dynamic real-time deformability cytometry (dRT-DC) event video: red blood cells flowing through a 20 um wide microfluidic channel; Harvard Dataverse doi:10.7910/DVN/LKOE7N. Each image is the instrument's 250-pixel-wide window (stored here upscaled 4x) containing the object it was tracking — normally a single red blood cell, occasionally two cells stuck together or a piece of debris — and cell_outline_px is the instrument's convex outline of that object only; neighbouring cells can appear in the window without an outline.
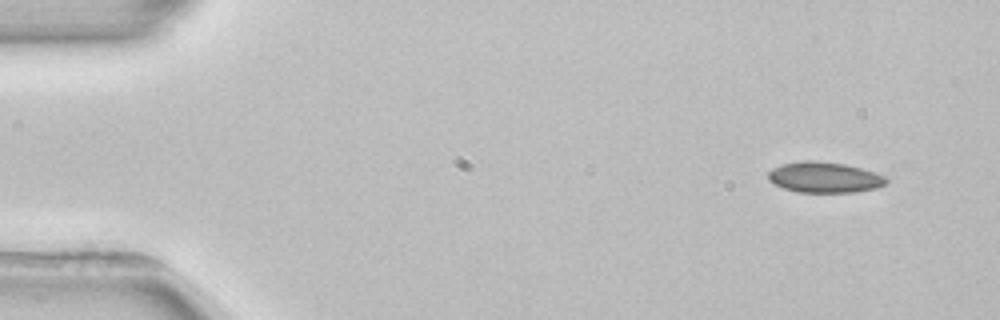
{"species": "common noctule bat (a hibernating species)", "species_latin": "Nyctalus noctula", "temperature_condition": "room temperature", "stored_images_in_passage": 5, "camera_frame_rate_fps": 3000, "um_per_image_px": 0.085, "animal": {"sex": "female", "body_mass_g": 22.7, "forearm_length_mm": 54.2}, "frame": {"image": 1, "passage_image": 1, "time_ms": 0.0, "image_size_px": [1000, 320], "cell_outline_px": [[888, 184], [876, 188], [856, 192], [796, 192], [784, 188], [768, 180], [768, 172], [772, 168], [784, 164], [804, 160], [812, 160], [844, 164], [876, 172], [884, 176], [888, 180]], "centroid_in_image_um": [70.1, 15.08], "position_along_channel_um": 14.9, "area_um2": 21.1}}
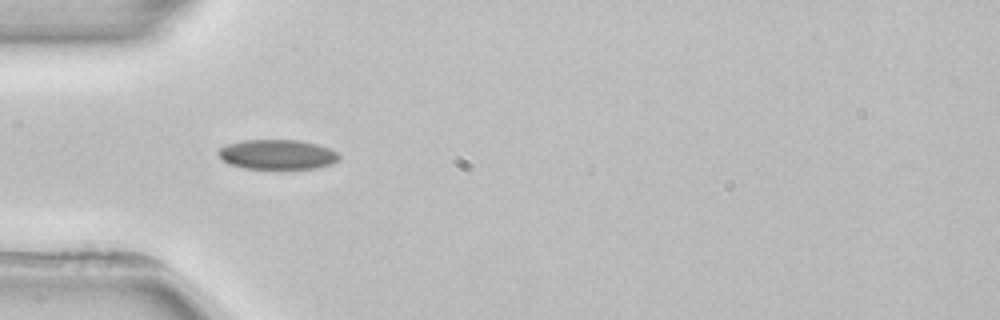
{"frame": {"image": 2, "passage_image": 4, "time_ms": 4.0, "image_size_px": [1000, 320], "cell_outline_px": [[340, 160], [332, 164], [316, 168], [244, 168], [228, 164], [216, 152], [220, 148], [228, 144], [244, 140], [300, 140], [316, 144], [328, 148], [336, 152], [340, 156]], "centroid_in_image_um": [23.58, 13.13], "position_along_channel_um": 61.4, "area_um2": 20.81}}